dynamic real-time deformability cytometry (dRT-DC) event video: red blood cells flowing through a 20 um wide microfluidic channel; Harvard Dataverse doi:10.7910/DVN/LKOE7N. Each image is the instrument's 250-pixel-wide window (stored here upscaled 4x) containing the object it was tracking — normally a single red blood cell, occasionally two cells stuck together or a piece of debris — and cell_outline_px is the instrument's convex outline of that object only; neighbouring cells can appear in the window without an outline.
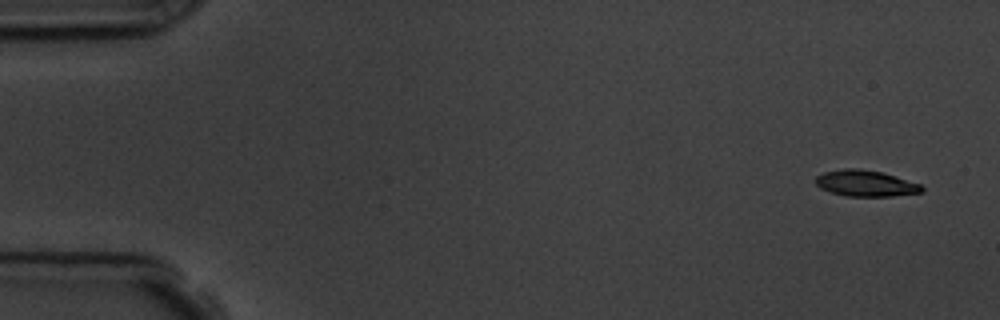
{"species": "common noctule bat (a hibernating species)", "species_latin": "Nyctalus noctula", "temperature_condition": "room temperature", "stored_images_in_passage": 4, "camera_frame_rate_fps": 3000, "um_per_image_px": 0.085, "animal": {"sex": "male", "body_mass_g": 19.5, "forearm_length_mm": 54.6}, "frame": {"image": 1, "passage_image": 1, "time_ms": 0.0, "image_size_px": [1000, 320], "cell_outline_px": [[924, 192], [892, 196], [848, 196], [832, 192], [820, 188], [816, 184], [816, 176], [824, 172], [844, 168], [860, 168], [884, 172], [920, 184], [924, 188]], "centroid_in_image_um": [73.6, 15.57], "position_along_channel_um": 11.4, "area_um2": 16.24}}
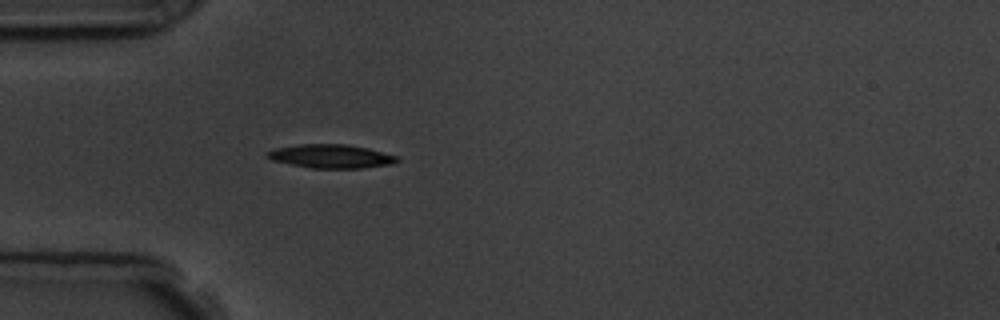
{"frame": {"image": 2, "passage_image": 4, "time_ms": 4.667, "image_size_px": [1000, 320], "cell_outline_px": [[400, 160], [392, 164], [360, 168], [312, 168], [272, 160], [264, 156], [264, 152], [272, 148], [300, 144], [348, 144], [368, 148], [400, 156]], "centroid_in_image_um": [28.12, 13.27], "position_along_channel_um": 56.9, "area_um2": 18.15}}